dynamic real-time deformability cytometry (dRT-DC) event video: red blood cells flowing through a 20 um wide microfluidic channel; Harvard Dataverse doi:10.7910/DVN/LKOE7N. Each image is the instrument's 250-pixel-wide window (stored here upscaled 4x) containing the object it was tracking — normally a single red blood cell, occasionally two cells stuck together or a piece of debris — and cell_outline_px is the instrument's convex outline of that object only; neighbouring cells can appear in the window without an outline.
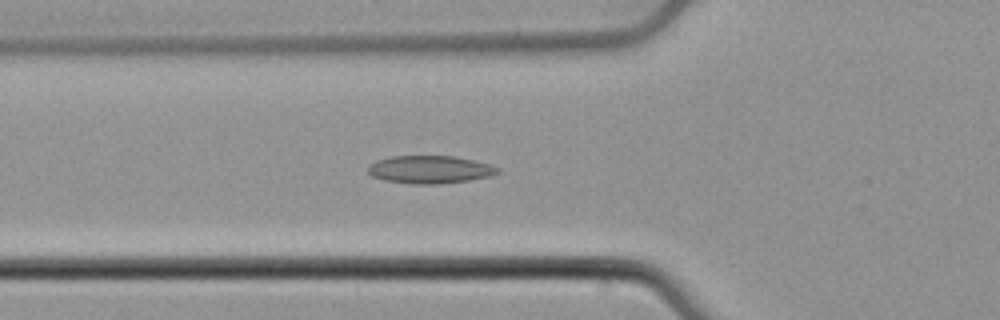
{"species": "common noctule bat (a hibernating species)", "species_latin": "Nyctalus noctula", "temperature_condition": "cold", "stored_images_in_passage": 42, "camera_frame_rate_fps": 3000, "um_per_image_px": 0.085, "animal": {"sex": "male", "body_mass_g": 21.5, "forearm_length_mm": 52.0}, "frame": {"image": 1, "passage_image": 7, "time_ms": 2.0, "image_size_px": [1000, 320], "cell_outline_px": [[500, 172], [488, 176], [468, 180], [440, 184], [412, 184], [384, 180], [372, 176], [368, 172], [368, 168], [376, 160], [392, 156], [456, 156], [488, 164], [500, 168]], "centroid_in_image_um": [36.53, 14.41], "position_along_channel_um": 89.3, "area_um2": 20.87}}
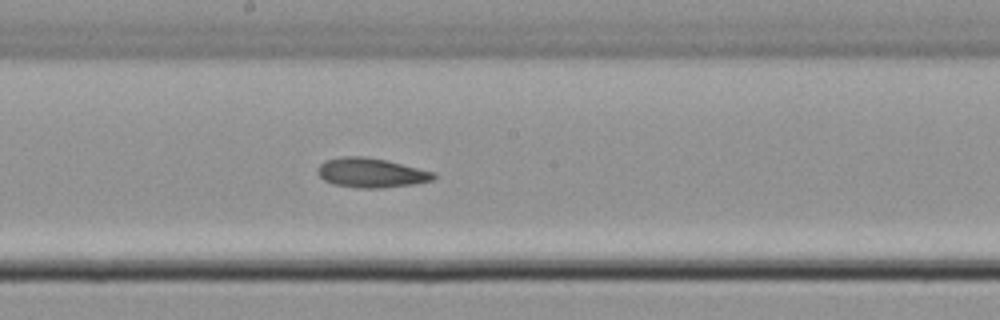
{"frame": {"image": 2, "passage_image": 17, "time_ms": 5.333, "image_size_px": [1000, 320], "cell_outline_px": [[436, 176], [432, 180], [412, 184], [380, 188], [356, 188], [332, 184], [324, 180], [316, 172], [316, 168], [324, 160], [340, 156], [364, 156], [384, 160], [436, 172]], "centroid_in_image_um": [31.49, 14.68], "position_along_channel_um": 216.7, "area_um2": 20.0}}
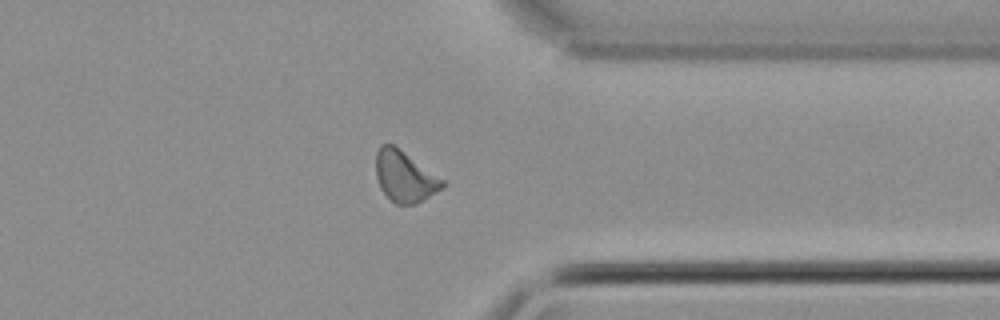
{"frame": {"image": 3, "passage_image": 30, "time_ms": 9.667, "image_size_px": [1000, 320], "cell_outline_px": [[448, 184], [444, 188], [424, 200], [416, 204], [396, 204], [380, 188], [376, 176], [376, 152], [380, 144], [392, 144], [400, 148], [444, 180]], "centroid_in_image_um": [34.42, 14.99], "position_along_channel_um": 377.0, "area_um2": 19.88}, "authors_computed_cell_mechanics": {"area_um2": 19.8254, "velocity_mm_per_s": 3.8116, "shape_relaxation_time_tau1_ms": 8.3176, "shape_relaxation_time_tau2_ms": 3.002, "deformation_change_tau1": 0.1275, "deformation_change_tau2": 0.0639}}